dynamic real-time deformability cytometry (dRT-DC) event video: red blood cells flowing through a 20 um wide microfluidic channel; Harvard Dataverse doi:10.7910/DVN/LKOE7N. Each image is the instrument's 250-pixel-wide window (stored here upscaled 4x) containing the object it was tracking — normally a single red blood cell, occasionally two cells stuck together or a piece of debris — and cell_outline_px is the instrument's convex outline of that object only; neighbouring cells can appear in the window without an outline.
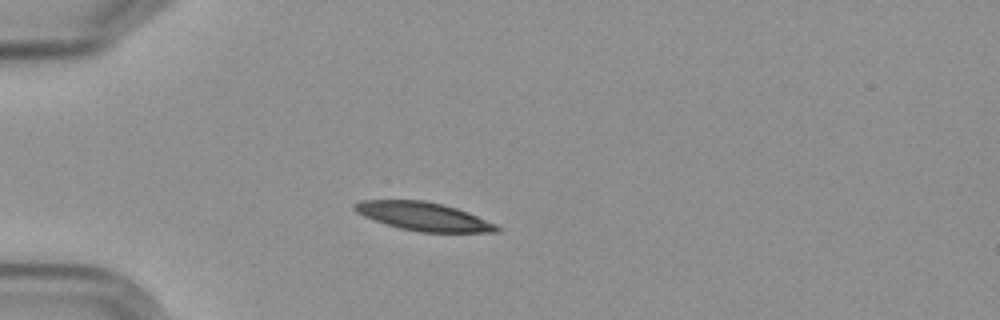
{"species": "Egyptian fruit bat (a non-hibernating species)", "species_latin": "Rousettus aegyptiacus", "temperature_condition": "cold", "stored_images_in_passage": 4, "camera_frame_rate_fps": 3000, "um_per_image_px": 0.085, "frame": {"image": 1, "passage_image": 2, "time_ms": 1.333, "image_size_px": [1000, 320], "cell_outline_px": [[504, 228], [500, 232], [420, 232], [400, 228], [384, 224], [364, 216], [356, 212], [352, 208], [352, 204], [364, 200], [424, 200], [444, 204], [468, 212], [496, 224]], "centroid_in_image_um": [36.02, 18.4], "position_along_channel_um": 49.0, "area_um2": 23.7}}
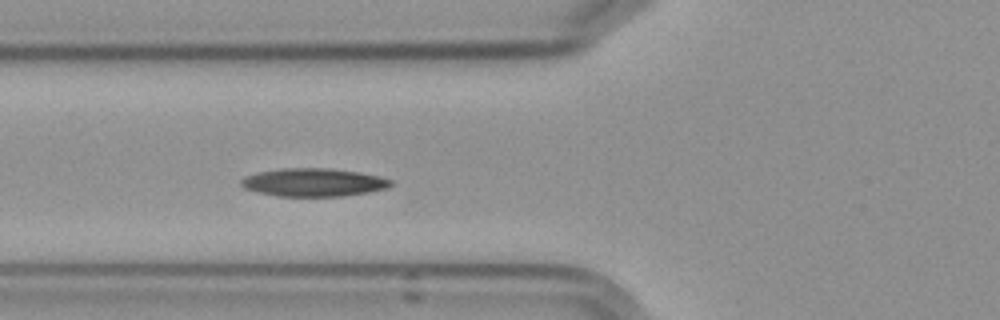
{"frame": {"image": 2, "passage_image": 4, "time_ms": 3.333, "image_size_px": [1000, 320], "cell_outline_px": [[392, 184], [388, 188], [368, 192], [344, 196], [276, 196], [256, 192], [244, 188], [240, 184], [240, 180], [244, 176], [256, 172], [280, 168], [328, 168], [360, 172], [380, 176], [392, 180]], "centroid_in_image_um": [26.62, 15.5], "position_along_channel_um": 99.2, "area_um2": 24.8}}